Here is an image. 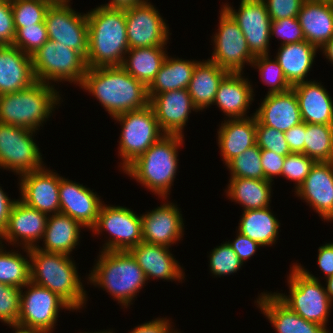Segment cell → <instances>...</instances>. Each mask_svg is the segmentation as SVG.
Returning <instances> with one entry per match:
<instances>
[{
  "label": "cell",
  "instance_id": "obj_1",
  "mask_svg": "<svg viewBox=\"0 0 333 333\" xmlns=\"http://www.w3.org/2000/svg\"><path fill=\"white\" fill-rule=\"evenodd\" d=\"M79 87L95 97L110 118L149 105L148 88L121 66L87 68Z\"/></svg>",
  "mask_w": 333,
  "mask_h": 333
},
{
  "label": "cell",
  "instance_id": "obj_2",
  "mask_svg": "<svg viewBox=\"0 0 333 333\" xmlns=\"http://www.w3.org/2000/svg\"><path fill=\"white\" fill-rule=\"evenodd\" d=\"M88 21L87 68L121 66L130 49L124 9L95 7L86 12Z\"/></svg>",
  "mask_w": 333,
  "mask_h": 333
},
{
  "label": "cell",
  "instance_id": "obj_3",
  "mask_svg": "<svg viewBox=\"0 0 333 333\" xmlns=\"http://www.w3.org/2000/svg\"><path fill=\"white\" fill-rule=\"evenodd\" d=\"M30 281L56 293L73 311L83 310L88 301L75 260L67 254L29 249Z\"/></svg>",
  "mask_w": 333,
  "mask_h": 333
},
{
  "label": "cell",
  "instance_id": "obj_4",
  "mask_svg": "<svg viewBox=\"0 0 333 333\" xmlns=\"http://www.w3.org/2000/svg\"><path fill=\"white\" fill-rule=\"evenodd\" d=\"M95 265L87 276V283L111 295L123 309L132 305L134 298L147 281L144 271L129 251H99ZM138 293V294H137Z\"/></svg>",
  "mask_w": 333,
  "mask_h": 333
},
{
  "label": "cell",
  "instance_id": "obj_5",
  "mask_svg": "<svg viewBox=\"0 0 333 333\" xmlns=\"http://www.w3.org/2000/svg\"><path fill=\"white\" fill-rule=\"evenodd\" d=\"M184 139L181 135L165 134L122 172L159 199L169 197L179 167L178 151Z\"/></svg>",
  "mask_w": 333,
  "mask_h": 333
},
{
  "label": "cell",
  "instance_id": "obj_6",
  "mask_svg": "<svg viewBox=\"0 0 333 333\" xmlns=\"http://www.w3.org/2000/svg\"><path fill=\"white\" fill-rule=\"evenodd\" d=\"M57 90L37 81L24 90L0 95V122L39 132L63 102Z\"/></svg>",
  "mask_w": 333,
  "mask_h": 333
},
{
  "label": "cell",
  "instance_id": "obj_7",
  "mask_svg": "<svg viewBox=\"0 0 333 333\" xmlns=\"http://www.w3.org/2000/svg\"><path fill=\"white\" fill-rule=\"evenodd\" d=\"M287 286L288 295L276 291V296L306 321L327 327L333 305L319 277L311 274L304 265L295 262L290 267L289 276L287 275Z\"/></svg>",
  "mask_w": 333,
  "mask_h": 333
},
{
  "label": "cell",
  "instance_id": "obj_8",
  "mask_svg": "<svg viewBox=\"0 0 333 333\" xmlns=\"http://www.w3.org/2000/svg\"><path fill=\"white\" fill-rule=\"evenodd\" d=\"M31 60L36 80L53 86L64 81L80 86L87 70L86 60L78 51L50 39Z\"/></svg>",
  "mask_w": 333,
  "mask_h": 333
},
{
  "label": "cell",
  "instance_id": "obj_9",
  "mask_svg": "<svg viewBox=\"0 0 333 333\" xmlns=\"http://www.w3.org/2000/svg\"><path fill=\"white\" fill-rule=\"evenodd\" d=\"M112 119L121 125L120 140L117 141L118 156L122 160L118 165L121 171L165 135L150 105L136 111L121 113Z\"/></svg>",
  "mask_w": 333,
  "mask_h": 333
},
{
  "label": "cell",
  "instance_id": "obj_10",
  "mask_svg": "<svg viewBox=\"0 0 333 333\" xmlns=\"http://www.w3.org/2000/svg\"><path fill=\"white\" fill-rule=\"evenodd\" d=\"M90 230L98 236L109 233L100 251H129L143 241L141 214L124 206L103 203Z\"/></svg>",
  "mask_w": 333,
  "mask_h": 333
},
{
  "label": "cell",
  "instance_id": "obj_11",
  "mask_svg": "<svg viewBox=\"0 0 333 333\" xmlns=\"http://www.w3.org/2000/svg\"><path fill=\"white\" fill-rule=\"evenodd\" d=\"M36 133L0 122V169L21 176L44 168L43 154L34 139Z\"/></svg>",
  "mask_w": 333,
  "mask_h": 333
},
{
  "label": "cell",
  "instance_id": "obj_12",
  "mask_svg": "<svg viewBox=\"0 0 333 333\" xmlns=\"http://www.w3.org/2000/svg\"><path fill=\"white\" fill-rule=\"evenodd\" d=\"M218 29L212 36L210 61L229 73H244L245 64L251 66L255 56L250 52L244 34L236 21L222 7Z\"/></svg>",
  "mask_w": 333,
  "mask_h": 333
},
{
  "label": "cell",
  "instance_id": "obj_13",
  "mask_svg": "<svg viewBox=\"0 0 333 333\" xmlns=\"http://www.w3.org/2000/svg\"><path fill=\"white\" fill-rule=\"evenodd\" d=\"M63 309L73 312L72 308L56 293L30 281L21 288L17 323L38 329L43 333H52L60 317L59 312Z\"/></svg>",
  "mask_w": 333,
  "mask_h": 333
},
{
  "label": "cell",
  "instance_id": "obj_14",
  "mask_svg": "<svg viewBox=\"0 0 333 333\" xmlns=\"http://www.w3.org/2000/svg\"><path fill=\"white\" fill-rule=\"evenodd\" d=\"M71 1H54L45 14L48 39L78 51L85 59L88 53L86 13L71 8Z\"/></svg>",
  "mask_w": 333,
  "mask_h": 333
},
{
  "label": "cell",
  "instance_id": "obj_15",
  "mask_svg": "<svg viewBox=\"0 0 333 333\" xmlns=\"http://www.w3.org/2000/svg\"><path fill=\"white\" fill-rule=\"evenodd\" d=\"M124 10L130 49L167 46L172 33L156 6L147 1Z\"/></svg>",
  "mask_w": 333,
  "mask_h": 333
},
{
  "label": "cell",
  "instance_id": "obj_16",
  "mask_svg": "<svg viewBox=\"0 0 333 333\" xmlns=\"http://www.w3.org/2000/svg\"><path fill=\"white\" fill-rule=\"evenodd\" d=\"M236 21L245 36L250 52L256 57L269 55L271 17L262 0H240L238 9L225 3L222 6Z\"/></svg>",
  "mask_w": 333,
  "mask_h": 333
},
{
  "label": "cell",
  "instance_id": "obj_17",
  "mask_svg": "<svg viewBox=\"0 0 333 333\" xmlns=\"http://www.w3.org/2000/svg\"><path fill=\"white\" fill-rule=\"evenodd\" d=\"M18 186L25 205L46 215L60 213V175L45 167L18 176Z\"/></svg>",
  "mask_w": 333,
  "mask_h": 333
},
{
  "label": "cell",
  "instance_id": "obj_18",
  "mask_svg": "<svg viewBox=\"0 0 333 333\" xmlns=\"http://www.w3.org/2000/svg\"><path fill=\"white\" fill-rule=\"evenodd\" d=\"M168 199L163 198L160 206L141 214L144 242L171 247L183 240L185 225L181 208Z\"/></svg>",
  "mask_w": 333,
  "mask_h": 333
},
{
  "label": "cell",
  "instance_id": "obj_19",
  "mask_svg": "<svg viewBox=\"0 0 333 333\" xmlns=\"http://www.w3.org/2000/svg\"><path fill=\"white\" fill-rule=\"evenodd\" d=\"M48 215L25 205L17 199L14 203L6 229L0 236V244L15 248H35L42 241L47 225ZM39 241V242H38Z\"/></svg>",
  "mask_w": 333,
  "mask_h": 333
},
{
  "label": "cell",
  "instance_id": "obj_20",
  "mask_svg": "<svg viewBox=\"0 0 333 333\" xmlns=\"http://www.w3.org/2000/svg\"><path fill=\"white\" fill-rule=\"evenodd\" d=\"M295 196L312 207L324 222L333 221V161L316 162Z\"/></svg>",
  "mask_w": 333,
  "mask_h": 333
},
{
  "label": "cell",
  "instance_id": "obj_21",
  "mask_svg": "<svg viewBox=\"0 0 333 333\" xmlns=\"http://www.w3.org/2000/svg\"><path fill=\"white\" fill-rule=\"evenodd\" d=\"M89 187L78 182L60 176L59 200L60 213L72 217L78 221L83 228L91 229L99 215L102 201Z\"/></svg>",
  "mask_w": 333,
  "mask_h": 333
},
{
  "label": "cell",
  "instance_id": "obj_22",
  "mask_svg": "<svg viewBox=\"0 0 333 333\" xmlns=\"http://www.w3.org/2000/svg\"><path fill=\"white\" fill-rule=\"evenodd\" d=\"M159 126L165 134L184 136L191 111L198 112L187 89L171 90L149 100Z\"/></svg>",
  "mask_w": 333,
  "mask_h": 333
},
{
  "label": "cell",
  "instance_id": "obj_23",
  "mask_svg": "<svg viewBox=\"0 0 333 333\" xmlns=\"http://www.w3.org/2000/svg\"><path fill=\"white\" fill-rule=\"evenodd\" d=\"M169 248L142 241L129 252L144 271L147 281L161 279L182 283L185 278V270Z\"/></svg>",
  "mask_w": 333,
  "mask_h": 333
},
{
  "label": "cell",
  "instance_id": "obj_24",
  "mask_svg": "<svg viewBox=\"0 0 333 333\" xmlns=\"http://www.w3.org/2000/svg\"><path fill=\"white\" fill-rule=\"evenodd\" d=\"M254 304L272 324L276 333H331L322 325L306 321L292 311L273 292H261Z\"/></svg>",
  "mask_w": 333,
  "mask_h": 333
},
{
  "label": "cell",
  "instance_id": "obj_25",
  "mask_svg": "<svg viewBox=\"0 0 333 333\" xmlns=\"http://www.w3.org/2000/svg\"><path fill=\"white\" fill-rule=\"evenodd\" d=\"M255 109L256 121L281 132L302 123L299 103L294 90L266 94Z\"/></svg>",
  "mask_w": 333,
  "mask_h": 333
},
{
  "label": "cell",
  "instance_id": "obj_26",
  "mask_svg": "<svg viewBox=\"0 0 333 333\" xmlns=\"http://www.w3.org/2000/svg\"><path fill=\"white\" fill-rule=\"evenodd\" d=\"M245 73H229L220 83L212 105L224 113V119L247 118L255 92Z\"/></svg>",
  "mask_w": 333,
  "mask_h": 333
},
{
  "label": "cell",
  "instance_id": "obj_27",
  "mask_svg": "<svg viewBox=\"0 0 333 333\" xmlns=\"http://www.w3.org/2000/svg\"><path fill=\"white\" fill-rule=\"evenodd\" d=\"M35 82L31 56L12 45H0V95L24 90Z\"/></svg>",
  "mask_w": 333,
  "mask_h": 333
},
{
  "label": "cell",
  "instance_id": "obj_28",
  "mask_svg": "<svg viewBox=\"0 0 333 333\" xmlns=\"http://www.w3.org/2000/svg\"><path fill=\"white\" fill-rule=\"evenodd\" d=\"M252 114L247 118L225 119L218 126L216 138L224 165L256 145V116Z\"/></svg>",
  "mask_w": 333,
  "mask_h": 333
},
{
  "label": "cell",
  "instance_id": "obj_29",
  "mask_svg": "<svg viewBox=\"0 0 333 333\" xmlns=\"http://www.w3.org/2000/svg\"><path fill=\"white\" fill-rule=\"evenodd\" d=\"M301 112L302 121L333 125V100L321 82L308 80L292 86Z\"/></svg>",
  "mask_w": 333,
  "mask_h": 333
},
{
  "label": "cell",
  "instance_id": "obj_30",
  "mask_svg": "<svg viewBox=\"0 0 333 333\" xmlns=\"http://www.w3.org/2000/svg\"><path fill=\"white\" fill-rule=\"evenodd\" d=\"M297 19L305 40L319 50L333 38V3L305 0Z\"/></svg>",
  "mask_w": 333,
  "mask_h": 333
},
{
  "label": "cell",
  "instance_id": "obj_31",
  "mask_svg": "<svg viewBox=\"0 0 333 333\" xmlns=\"http://www.w3.org/2000/svg\"><path fill=\"white\" fill-rule=\"evenodd\" d=\"M83 226L72 217L57 213L48 216L42 246L37 248L45 252L62 253L72 256L80 244ZM81 228V229H80Z\"/></svg>",
  "mask_w": 333,
  "mask_h": 333
},
{
  "label": "cell",
  "instance_id": "obj_32",
  "mask_svg": "<svg viewBox=\"0 0 333 333\" xmlns=\"http://www.w3.org/2000/svg\"><path fill=\"white\" fill-rule=\"evenodd\" d=\"M317 51L319 49L306 40L279 46L274 58L291 86L308 81L307 76L315 62Z\"/></svg>",
  "mask_w": 333,
  "mask_h": 333
},
{
  "label": "cell",
  "instance_id": "obj_33",
  "mask_svg": "<svg viewBox=\"0 0 333 333\" xmlns=\"http://www.w3.org/2000/svg\"><path fill=\"white\" fill-rule=\"evenodd\" d=\"M228 74L209 59L196 64L187 90L199 112L212 106L217 89Z\"/></svg>",
  "mask_w": 333,
  "mask_h": 333
},
{
  "label": "cell",
  "instance_id": "obj_34",
  "mask_svg": "<svg viewBox=\"0 0 333 333\" xmlns=\"http://www.w3.org/2000/svg\"><path fill=\"white\" fill-rule=\"evenodd\" d=\"M272 182L266 179L230 178L226 197L242 206L243 211L271 207Z\"/></svg>",
  "mask_w": 333,
  "mask_h": 333
},
{
  "label": "cell",
  "instance_id": "obj_35",
  "mask_svg": "<svg viewBox=\"0 0 333 333\" xmlns=\"http://www.w3.org/2000/svg\"><path fill=\"white\" fill-rule=\"evenodd\" d=\"M238 224L239 233L262 247L276 245L281 223L270 207L243 211Z\"/></svg>",
  "mask_w": 333,
  "mask_h": 333
},
{
  "label": "cell",
  "instance_id": "obj_36",
  "mask_svg": "<svg viewBox=\"0 0 333 333\" xmlns=\"http://www.w3.org/2000/svg\"><path fill=\"white\" fill-rule=\"evenodd\" d=\"M198 60H187L167 54L155 79L148 87L149 100L156 94L187 89Z\"/></svg>",
  "mask_w": 333,
  "mask_h": 333
},
{
  "label": "cell",
  "instance_id": "obj_37",
  "mask_svg": "<svg viewBox=\"0 0 333 333\" xmlns=\"http://www.w3.org/2000/svg\"><path fill=\"white\" fill-rule=\"evenodd\" d=\"M166 46L132 48L125 54L121 67L147 88L153 82L167 54Z\"/></svg>",
  "mask_w": 333,
  "mask_h": 333
},
{
  "label": "cell",
  "instance_id": "obj_38",
  "mask_svg": "<svg viewBox=\"0 0 333 333\" xmlns=\"http://www.w3.org/2000/svg\"><path fill=\"white\" fill-rule=\"evenodd\" d=\"M13 250H6L4 244H0V282L22 288L30 282L29 249L21 248L22 254Z\"/></svg>",
  "mask_w": 333,
  "mask_h": 333
},
{
  "label": "cell",
  "instance_id": "obj_39",
  "mask_svg": "<svg viewBox=\"0 0 333 333\" xmlns=\"http://www.w3.org/2000/svg\"><path fill=\"white\" fill-rule=\"evenodd\" d=\"M304 154L316 162L333 161V125L305 123Z\"/></svg>",
  "mask_w": 333,
  "mask_h": 333
},
{
  "label": "cell",
  "instance_id": "obj_40",
  "mask_svg": "<svg viewBox=\"0 0 333 333\" xmlns=\"http://www.w3.org/2000/svg\"><path fill=\"white\" fill-rule=\"evenodd\" d=\"M226 167L230 178L266 179L262 168L261 149L257 144L235 156Z\"/></svg>",
  "mask_w": 333,
  "mask_h": 333
},
{
  "label": "cell",
  "instance_id": "obj_41",
  "mask_svg": "<svg viewBox=\"0 0 333 333\" xmlns=\"http://www.w3.org/2000/svg\"><path fill=\"white\" fill-rule=\"evenodd\" d=\"M270 56V54L256 56L251 68L258 69L262 83L270 87L267 94L290 90L292 86L286 80L281 66L275 58L272 59V56L271 58Z\"/></svg>",
  "mask_w": 333,
  "mask_h": 333
},
{
  "label": "cell",
  "instance_id": "obj_42",
  "mask_svg": "<svg viewBox=\"0 0 333 333\" xmlns=\"http://www.w3.org/2000/svg\"><path fill=\"white\" fill-rule=\"evenodd\" d=\"M53 2L54 0H11L15 30L45 23L46 11Z\"/></svg>",
  "mask_w": 333,
  "mask_h": 333
},
{
  "label": "cell",
  "instance_id": "obj_43",
  "mask_svg": "<svg viewBox=\"0 0 333 333\" xmlns=\"http://www.w3.org/2000/svg\"><path fill=\"white\" fill-rule=\"evenodd\" d=\"M209 270L214 277H224L239 272L243 263L227 241L214 247L208 255Z\"/></svg>",
  "mask_w": 333,
  "mask_h": 333
},
{
  "label": "cell",
  "instance_id": "obj_44",
  "mask_svg": "<svg viewBox=\"0 0 333 333\" xmlns=\"http://www.w3.org/2000/svg\"><path fill=\"white\" fill-rule=\"evenodd\" d=\"M48 40V32L45 23H38L21 27L16 31L12 46L32 56Z\"/></svg>",
  "mask_w": 333,
  "mask_h": 333
},
{
  "label": "cell",
  "instance_id": "obj_45",
  "mask_svg": "<svg viewBox=\"0 0 333 333\" xmlns=\"http://www.w3.org/2000/svg\"><path fill=\"white\" fill-rule=\"evenodd\" d=\"M315 163L314 159L304 153L291 152L285 157L281 177L283 176L290 181H295L293 183L295 191L304 182Z\"/></svg>",
  "mask_w": 333,
  "mask_h": 333
},
{
  "label": "cell",
  "instance_id": "obj_46",
  "mask_svg": "<svg viewBox=\"0 0 333 333\" xmlns=\"http://www.w3.org/2000/svg\"><path fill=\"white\" fill-rule=\"evenodd\" d=\"M21 288L0 282V321L4 324L18 322Z\"/></svg>",
  "mask_w": 333,
  "mask_h": 333
},
{
  "label": "cell",
  "instance_id": "obj_47",
  "mask_svg": "<svg viewBox=\"0 0 333 333\" xmlns=\"http://www.w3.org/2000/svg\"><path fill=\"white\" fill-rule=\"evenodd\" d=\"M256 144L261 150H270L286 156L291 153L284 132L261 125L256 121Z\"/></svg>",
  "mask_w": 333,
  "mask_h": 333
},
{
  "label": "cell",
  "instance_id": "obj_48",
  "mask_svg": "<svg viewBox=\"0 0 333 333\" xmlns=\"http://www.w3.org/2000/svg\"><path fill=\"white\" fill-rule=\"evenodd\" d=\"M279 39L280 45L298 43L305 40L303 30L297 17L284 18L271 22V39Z\"/></svg>",
  "mask_w": 333,
  "mask_h": 333
},
{
  "label": "cell",
  "instance_id": "obj_49",
  "mask_svg": "<svg viewBox=\"0 0 333 333\" xmlns=\"http://www.w3.org/2000/svg\"><path fill=\"white\" fill-rule=\"evenodd\" d=\"M271 20L297 17L305 0H262Z\"/></svg>",
  "mask_w": 333,
  "mask_h": 333
},
{
  "label": "cell",
  "instance_id": "obj_50",
  "mask_svg": "<svg viewBox=\"0 0 333 333\" xmlns=\"http://www.w3.org/2000/svg\"><path fill=\"white\" fill-rule=\"evenodd\" d=\"M15 34L11 0H0V45H12Z\"/></svg>",
  "mask_w": 333,
  "mask_h": 333
},
{
  "label": "cell",
  "instance_id": "obj_51",
  "mask_svg": "<svg viewBox=\"0 0 333 333\" xmlns=\"http://www.w3.org/2000/svg\"><path fill=\"white\" fill-rule=\"evenodd\" d=\"M285 157L270 150H261V162L266 180L273 182L275 177L281 176Z\"/></svg>",
  "mask_w": 333,
  "mask_h": 333
},
{
  "label": "cell",
  "instance_id": "obj_52",
  "mask_svg": "<svg viewBox=\"0 0 333 333\" xmlns=\"http://www.w3.org/2000/svg\"><path fill=\"white\" fill-rule=\"evenodd\" d=\"M227 242L237 254L243 265L246 263V260L254 256L257 250L262 247L256 241L251 240L249 237L242 235L238 231L235 240H228Z\"/></svg>",
  "mask_w": 333,
  "mask_h": 333
},
{
  "label": "cell",
  "instance_id": "obj_53",
  "mask_svg": "<svg viewBox=\"0 0 333 333\" xmlns=\"http://www.w3.org/2000/svg\"><path fill=\"white\" fill-rule=\"evenodd\" d=\"M173 327L175 326L169 318L158 317L135 326L129 333H180V330H175Z\"/></svg>",
  "mask_w": 333,
  "mask_h": 333
},
{
  "label": "cell",
  "instance_id": "obj_54",
  "mask_svg": "<svg viewBox=\"0 0 333 333\" xmlns=\"http://www.w3.org/2000/svg\"><path fill=\"white\" fill-rule=\"evenodd\" d=\"M284 135L291 152L304 153L305 122L290 128Z\"/></svg>",
  "mask_w": 333,
  "mask_h": 333
},
{
  "label": "cell",
  "instance_id": "obj_55",
  "mask_svg": "<svg viewBox=\"0 0 333 333\" xmlns=\"http://www.w3.org/2000/svg\"><path fill=\"white\" fill-rule=\"evenodd\" d=\"M317 265L324 273V279L333 276V242L323 244L318 248Z\"/></svg>",
  "mask_w": 333,
  "mask_h": 333
},
{
  "label": "cell",
  "instance_id": "obj_56",
  "mask_svg": "<svg viewBox=\"0 0 333 333\" xmlns=\"http://www.w3.org/2000/svg\"><path fill=\"white\" fill-rule=\"evenodd\" d=\"M9 195L3 191L0 186V236L7 227L9 215L14 203L17 199H12L8 197Z\"/></svg>",
  "mask_w": 333,
  "mask_h": 333
},
{
  "label": "cell",
  "instance_id": "obj_57",
  "mask_svg": "<svg viewBox=\"0 0 333 333\" xmlns=\"http://www.w3.org/2000/svg\"><path fill=\"white\" fill-rule=\"evenodd\" d=\"M147 1L150 0H109L108 3L101 4V6L107 8L125 9Z\"/></svg>",
  "mask_w": 333,
  "mask_h": 333
},
{
  "label": "cell",
  "instance_id": "obj_58",
  "mask_svg": "<svg viewBox=\"0 0 333 333\" xmlns=\"http://www.w3.org/2000/svg\"><path fill=\"white\" fill-rule=\"evenodd\" d=\"M7 326H9L10 328L12 327V331L11 333H43L42 331L32 328V327H28V326H24L21 325L19 323H12V324H6Z\"/></svg>",
  "mask_w": 333,
  "mask_h": 333
},
{
  "label": "cell",
  "instance_id": "obj_59",
  "mask_svg": "<svg viewBox=\"0 0 333 333\" xmlns=\"http://www.w3.org/2000/svg\"><path fill=\"white\" fill-rule=\"evenodd\" d=\"M325 58L332 64L333 66V38L329 40L320 50Z\"/></svg>",
  "mask_w": 333,
  "mask_h": 333
},
{
  "label": "cell",
  "instance_id": "obj_60",
  "mask_svg": "<svg viewBox=\"0 0 333 333\" xmlns=\"http://www.w3.org/2000/svg\"><path fill=\"white\" fill-rule=\"evenodd\" d=\"M325 290L327 292V296L329 297V300L331 304L333 305V276L325 279Z\"/></svg>",
  "mask_w": 333,
  "mask_h": 333
},
{
  "label": "cell",
  "instance_id": "obj_61",
  "mask_svg": "<svg viewBox=\"0 0 333 333\" xmlns=\"http://www.w3.org/2000/svg\"><path fill=\"white\" fill-rule=\"evenodd\" d=\"M80 333H115V331H112V330H109V329H107V330H103V331H95V332H80Z\"/></svg>",
  "mask_w": 333,
  "mask_h": 333
},
{
  "label": "cell",
  "instance_id": "obj_62",
  "mask_svg": "<svg viewBox=\"0 0 333 333\" xmlns=\"http://www.w3.org/2000/svg\"><path fill=\"white\" fill-rule=\"evenodd\" d=\"M314 1H326V2H332L333 3V0H314Z\"/></svg>",
  "mask_w": 333,
  "mask_h": 333
}]
</instances>
